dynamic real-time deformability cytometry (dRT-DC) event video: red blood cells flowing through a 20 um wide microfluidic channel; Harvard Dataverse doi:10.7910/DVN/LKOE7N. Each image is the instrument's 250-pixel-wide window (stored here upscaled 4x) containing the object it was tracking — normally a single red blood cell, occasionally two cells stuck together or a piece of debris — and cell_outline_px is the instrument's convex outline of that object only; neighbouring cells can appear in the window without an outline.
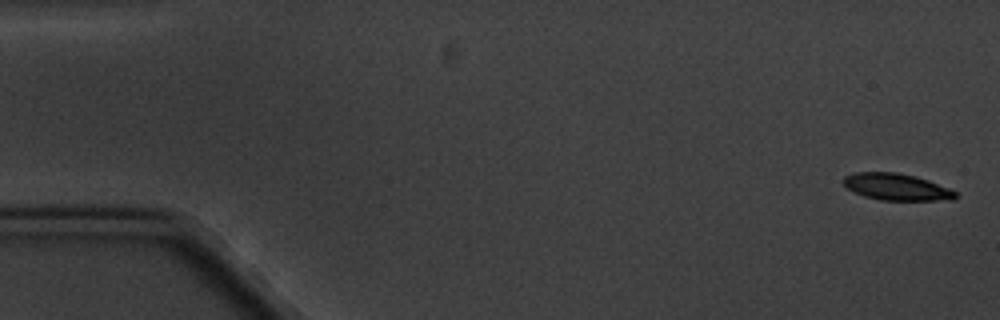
{"species": "common noctule bat (a hibernating species)", "species_latin": "Nyctalus noctula", "temperature_condition": "cold", "stored_images_in_passage": 5, "camera_frame_rate_fps": 3000, "um_per_image_px": 0.085, "animal": {"sex": "male", "body_mass_g": 20.1, "forearm_length_mm": 53.5}, "frame": {"image": 1, "passage_image": 1, "time_ms": 0.0, "image_size_px": [1000, 320], "cell_outline_px": [[960, 196], [952, 200], [880, 200], [864, 196], [852, 192], [840, 180], [844, 176], [856, 172], [896, 172], [916, 176], [928, 180], [948, 188], [956, 192]], "centroid_in_image_um": [76.19, 15.89], "position_along_channel_um": 8.8, "area_um2": 17.63}}
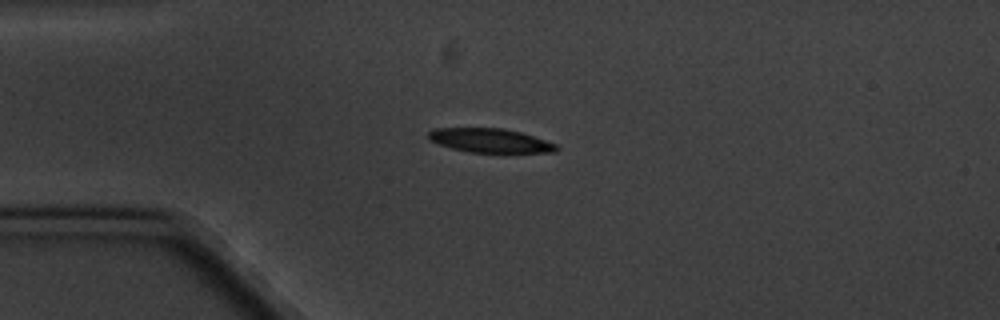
{"frame": {"image": 2, "passage_image": 5, "time_ms": 4.333, "image_size_px": [1000, 320], "cell_outline_px": [[560, 148], [556, 152], [468, 152], [452, 148], [440, 144], [432, 140], [428, 136], [428, 132], [436, 128], [504, 128], [520, 132], [556, 144]], "centroid_in_image_um": [41.68, 11.94], "position_along_channel_um": 43.3, "area_um2": 17.63}}